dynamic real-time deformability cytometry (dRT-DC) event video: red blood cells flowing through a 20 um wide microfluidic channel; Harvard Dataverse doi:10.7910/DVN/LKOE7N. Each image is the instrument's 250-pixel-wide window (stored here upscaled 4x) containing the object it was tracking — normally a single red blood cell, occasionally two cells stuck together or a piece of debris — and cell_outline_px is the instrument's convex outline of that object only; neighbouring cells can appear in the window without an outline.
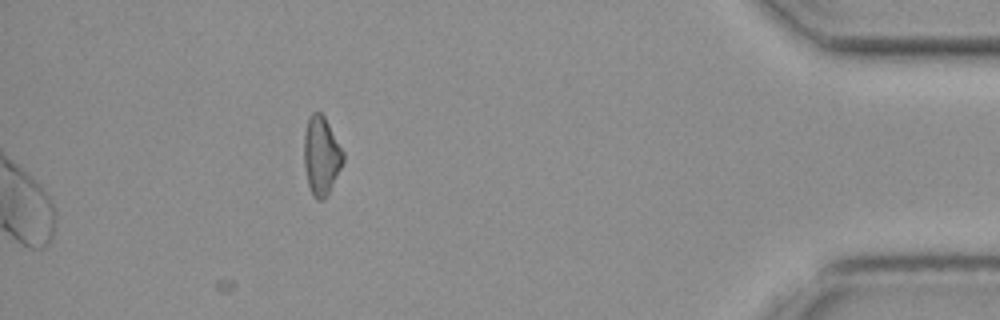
{"species": "common noctule bat (a hibernating species)", "species_latin": "Nyctalus noctula", "temperature_condition": "cold", "stored_images_in_passage": 38, "camera_frame_rate_fps": 3000, "um_per_image_px": 0.085, "animal": {"sex": "female", "body_mass_g": 19.3, "forearm_length_mm": 54.1}, "frame": {"image": 1, "passage_image": 38, "time_ms": 12.333, "image_size_px": [1000, 320], "cell_outline_px": [[344, 160], [324, 200], [316, 200], [312, 196], [308, 184], [304, 168], [304, 132], [308, 116], [312, 112], [320, 112], [324, 116], [344, 152]], "centroid_in_image_um": [27.28, 13.22], "position_along_channel_um": 407.9, "area_um2": 17.86}}